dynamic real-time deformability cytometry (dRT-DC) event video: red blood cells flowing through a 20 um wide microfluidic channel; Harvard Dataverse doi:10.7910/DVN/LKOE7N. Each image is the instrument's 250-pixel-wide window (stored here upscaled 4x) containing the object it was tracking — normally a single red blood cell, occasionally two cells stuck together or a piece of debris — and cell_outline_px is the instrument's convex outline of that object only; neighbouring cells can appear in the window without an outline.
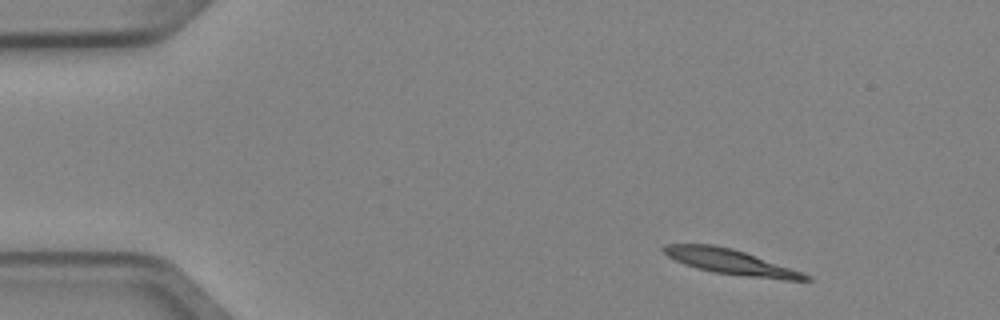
{"species": "Egyptian fruit bat (a non-hibernating species)", "species_latin": "Rousettus aegyptiacus", "temperature_condition": "cold", "stored_images_in_passage": 3, "camera_frame_rate_fps": 3000, "um_per_image_px": 0.085, "animal": {"sex": "female"}, "frame": {"image": 1, "passage_image": 1, "time_ms": 0.0, "image_size_px": [1000, 320], "cell_outline_px": [[812, 280], [784, 280], [744, 276], [712, 272], [696, 268], [684, 264], [668, 256], [660, 248], [664, 244], [712, 244], [732, 248], [804, 272], [812, 276]], "centroid_in_image_um": [62.12, 22.26], "position_along_channel_um": 22.9, "area_um2": 20.87}}